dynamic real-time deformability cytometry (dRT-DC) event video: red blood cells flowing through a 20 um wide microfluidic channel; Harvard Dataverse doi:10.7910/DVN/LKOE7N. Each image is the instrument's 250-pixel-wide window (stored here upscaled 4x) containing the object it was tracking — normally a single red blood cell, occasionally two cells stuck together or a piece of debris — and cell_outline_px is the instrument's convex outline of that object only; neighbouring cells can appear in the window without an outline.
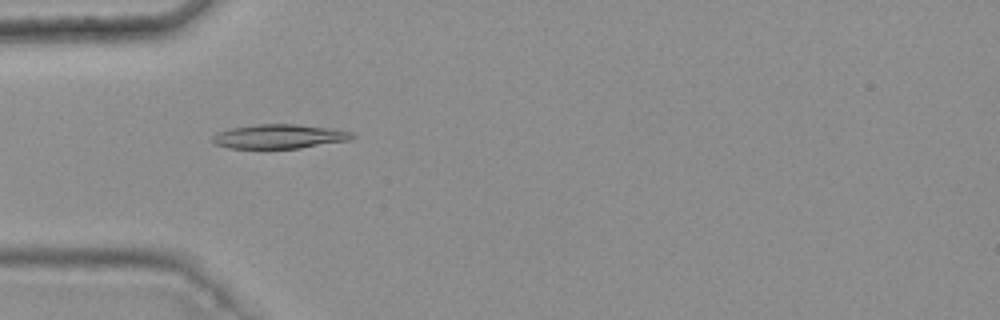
{"species": "common noctule bat (a hibernating species)", "species_latin": "Nyctalus noctula", "temperature_condition": "warm", "stored_images_in_passage": 48, "camera_frame_rate_fps": 3000, "um_per_image_px": 0.085, "animal": {"sex": "female", "body_mass_g": 25.1}, "frame": {"image": 1, "passage_image": 16, "time_ms": 5.0, "image_size_px": [1000, 320], "cell_outline_px": [[356, 136], [352, 140], [300, 148], [228, 148], [212, 144], [212, 136], [216, 132], [232, 128], [260, 124], [296, 124], [328, 128], [352, 132]], "centroid_in_image_um": [23.72, 11.6], "position_along_channel_um": 61.3, "area_um2": 19.77}}
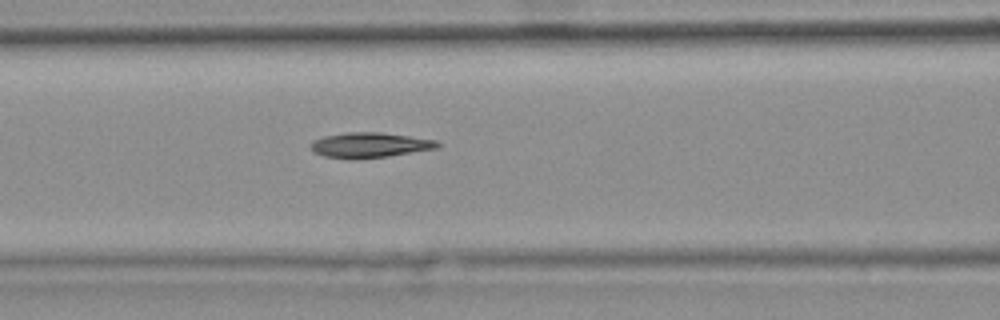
{"frame": {"image": 2, "passage_image": 22, "time_ms": 7.0, "image_size_px": [1000, 320], "cell_outline_px": [[440, 144], [436, 148], [388, 156], [356, 160], [348, 160], [324, 156], [316, 152], [308, 144], [312, 140], [324, 136], [344, 132], [380, 132], [436, 140]], "centroid_in_image_um": [31.36, 12.34], "position_along_channel_um": 135.2, "area_um2": 18.67}}
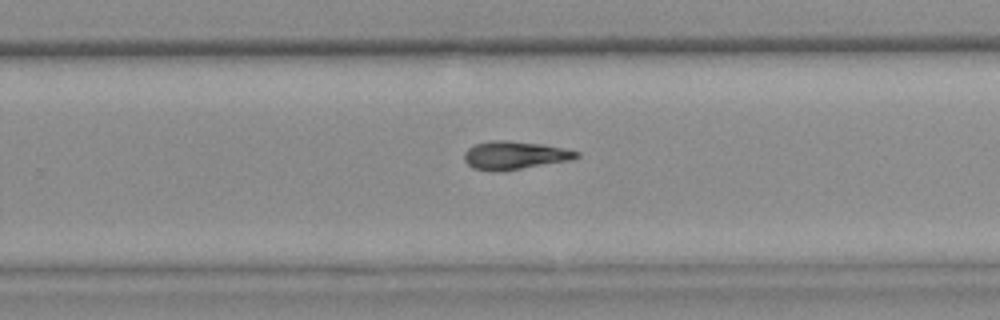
{"frame": {"image": 3, "passage_image": 34, "time_ms": 11.0, "image_size_px": [1000, 320], "cell_outline_px": [[580, 156], [572, 160], [504, 172], [472, 168], [464, 160], [464, 152], [468, 148], [476, 144], [488, 140], [508, 140], [540, 144], [564, 148], [580, 152]], "centroid_in_image_um": [43.76, 13.21], "position_along_channel_um": 286.0, "area_um2": 18.67}}